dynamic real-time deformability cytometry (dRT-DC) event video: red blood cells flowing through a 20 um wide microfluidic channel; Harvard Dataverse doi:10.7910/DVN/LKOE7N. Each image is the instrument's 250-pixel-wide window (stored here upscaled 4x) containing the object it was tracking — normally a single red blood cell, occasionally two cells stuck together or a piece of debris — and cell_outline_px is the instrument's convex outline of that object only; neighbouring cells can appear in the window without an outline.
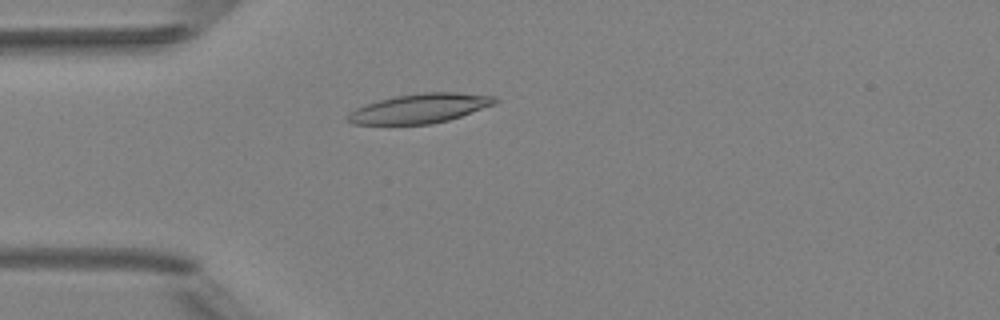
{"species": "Egyptian fruit bat (a non-hibernating species)", "species_latin": "Rousettus aegyptiacus", "temperature_condition": "room temperature", "stored_images_in_passage": 3, "camera_frame_rate_fps": 3000, "um_per_image_px": 0.085, "animal": {"sex": "female"}, "frame": {"image": 1, "passage_image": 3, "time_ms": 2.0, "image_size_px": [1000, 320], "cell_outline_px": [[500, 100], [496, 104], [448, 120], [432, 124], [352, 124], [344, 120], [344, 116], [348, 112], [364, 104], [396, 96], [424, 92], [456, 92], [496, 96]], "centroid_in_image_um": [35.66, 9.21], "position_along_channel_um": 49.3, "area_um2": 25.43}}